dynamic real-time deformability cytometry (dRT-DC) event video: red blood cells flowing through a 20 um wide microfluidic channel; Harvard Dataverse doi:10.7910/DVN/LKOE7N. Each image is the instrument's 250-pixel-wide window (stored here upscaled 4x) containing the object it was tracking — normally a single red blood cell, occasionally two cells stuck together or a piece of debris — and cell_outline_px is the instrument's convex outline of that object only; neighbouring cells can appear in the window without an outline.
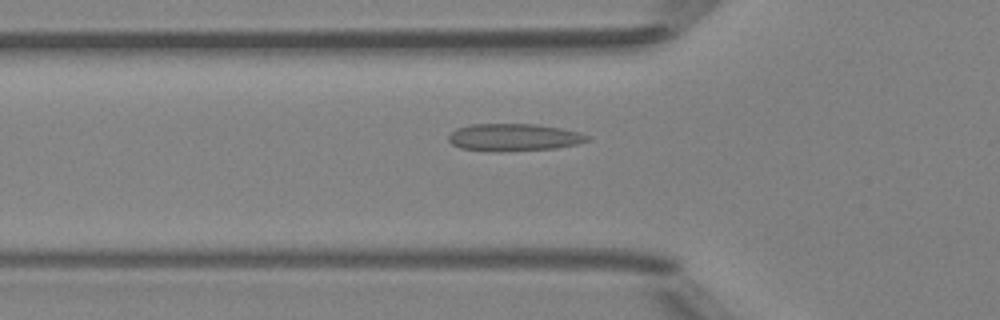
{"species": "Egyptian fruit bat (a non-hibernating species)", "species_latin": "Rousettus aegyptiacus", "temperature_condition": "room temperature", "stored_images_in_passage": 41, "camera_frame_rate_fps": 3000, "um_per_image_px": 0.085, "animal": {"sex": "female"}, "frame": {"image": 1, "passage_image": 14, "time_ms": 4.333, "image_size_px": [1000, 320], "cell_outline_px": [[592, 136], [588, 140], [576, 144], [556, 148], [500, 152], [460, 148], [452, 144], [448, 140], [448, 136], [456, 128], [472, 124], [536, 124], [560, 128], [580, 132]], "centroid_in_image_um": [43.68, 11.67], "position_along_channel_um": 82.1, "area_um2": 22.2}}
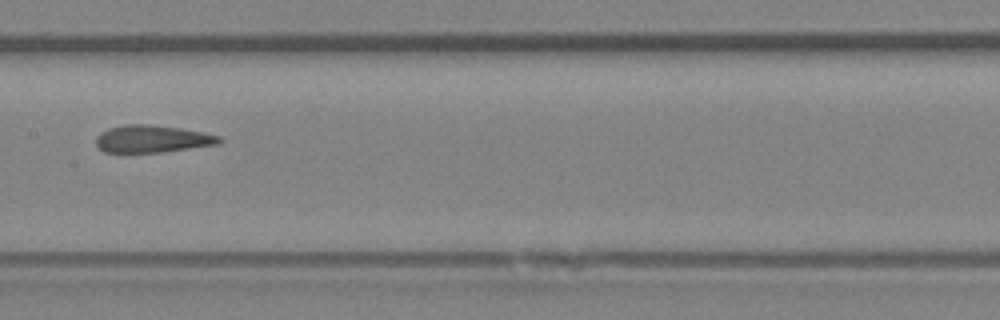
{"frame": {"image": 2, "passage_image": 22, "time_ms": 7.0, "image_size_px": [1000, 320], "cell_outline_px": [[224, 140], [220, 144], [164, 152], [104, 152], [96, 144], [96, 136], [100, 132], [108, 128], [124, 124], [148, 124], [180, 128], [204, 132], [220, 136]], "centroid_in_image_um": [12.97, 11.8], "position_along_channel_um": 194.4, "area_um2": 19.83}}
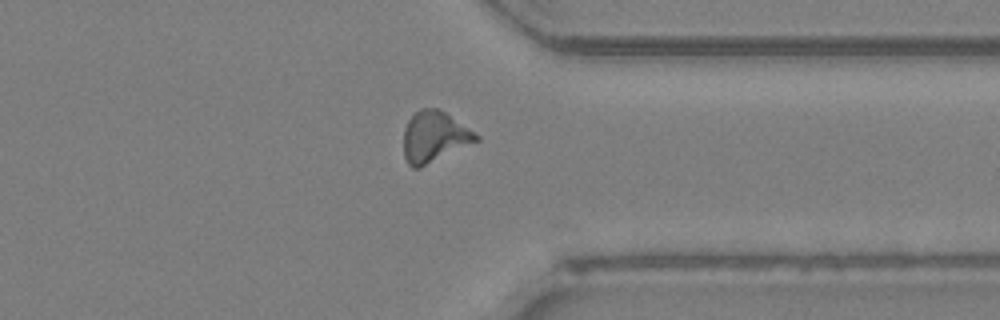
{"frame": {"image": 3, "passage_image": 35, "time_ms": 11.333, "image_size_px": [1000, 320], "cell_outline_px": [[480, 140], [420, 168], [412, 168], [408, 164], [404, 156], [404, 128], [408, 120], [420, 108], [436, 108], [444, 112], [480, 136]], "centroid_in_image_um": [36.9, 11.65], "position_along_channel_um": 374.5, "area_um2": 21.33}}